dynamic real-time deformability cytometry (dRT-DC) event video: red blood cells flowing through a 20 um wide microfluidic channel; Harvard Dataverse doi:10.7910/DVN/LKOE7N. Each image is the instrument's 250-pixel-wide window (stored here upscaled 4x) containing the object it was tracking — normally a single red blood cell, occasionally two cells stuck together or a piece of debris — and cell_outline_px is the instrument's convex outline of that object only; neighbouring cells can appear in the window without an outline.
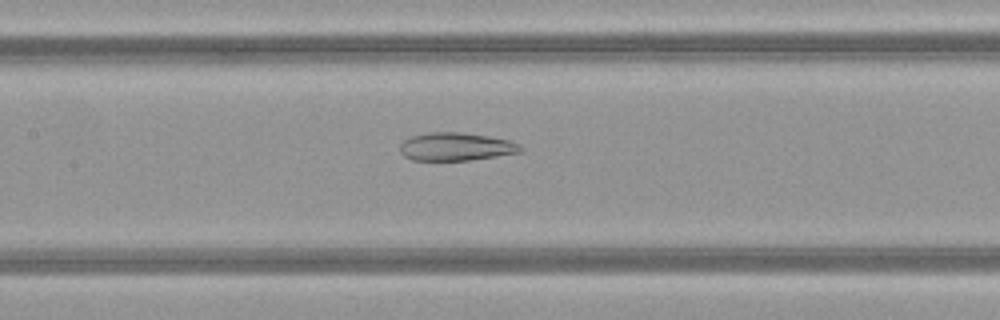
{"species": "common noctule bat (a hibernating species)", "species_latin": "Nyctalus noctula", "temperature_condition": "warm", "stored_images_in_passage": 49, "camera_frame_rate_fps": 3000, "um_per_image_px": 0.085, "animal": {"sex": "female", "body_mass_g": 21.9}, "frame": {"image": 1, "passage_image": 23, "time_ms": 7.333, "image_size_px": [1000, 320], "cell_outline_px": [[524, 152], [468, 160], [412, 160], [404, 156], [400, 152], [400, 144], [404, 140], [412, 136], [428, 132], [460, 132], [488, 136], [508, 140], [520, 144], [524, 148]], "centroid_in_image_um": [38.77, 12.46], "position_along_channel_um": 168.6, "area_um2": 19.77}}
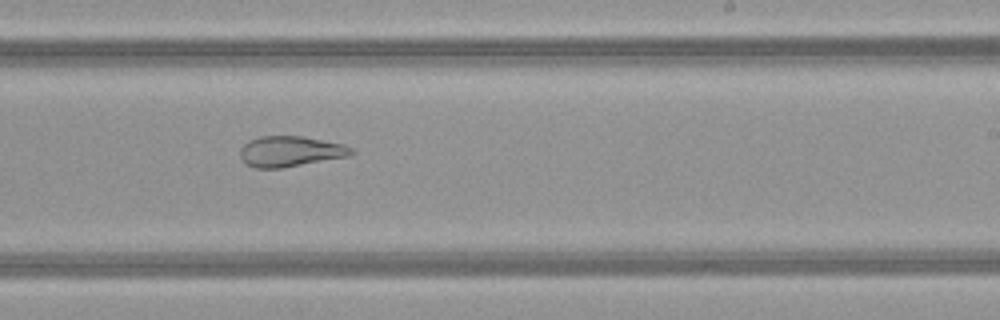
{"frame": {"image": 2, "passage_image": 30, "time_ms": 9.667, "image_size_px": [1000, 320], "cell_outline_px": [[356, 152], [352, 156], [280, 168], [256, 168], [244, 164], [240, 156], [240, 148], [248, 140], [260, 136], [304, 136], [344, 144], [352, 148]], "centroid_in_image_um": [24.69, 12.86], "position_along_channel_um": 264.3, "area_um2": 20.11}}
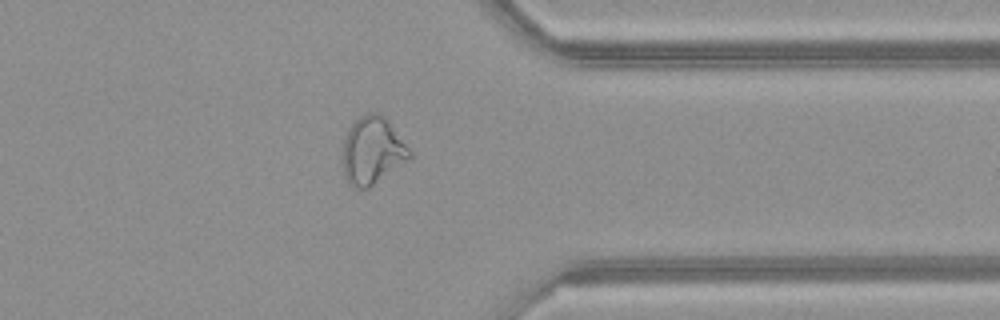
{"frame": {"image": 3, "passage_image": 39, "time_ms": 12.667, "image_size_px": [1000, 320], "cell_outline_px": [[412, 156], [408, 160], [368, 188], [356, 188], [348, 184], [344, 176], [340, 156], [340, 152], [348, 128], [364, 112], [380, 112], [388, 120], [412, 152]], "centroid_in_image_um": [31.6, 12.79], "position_along_channel_um": 379.8, "area_um2": 26.7}, "authors_computed_cell_mechanics": {"area_um2": 27.5128, "velocity_mm_per_s": 4.124, "shape_relaxation_time_tau1_ms": null, "shape_relaxation_time_tau2_ms": 1.6103, "deformation_change_tau1": null, "deformation_change_tau2": 0.0888}}